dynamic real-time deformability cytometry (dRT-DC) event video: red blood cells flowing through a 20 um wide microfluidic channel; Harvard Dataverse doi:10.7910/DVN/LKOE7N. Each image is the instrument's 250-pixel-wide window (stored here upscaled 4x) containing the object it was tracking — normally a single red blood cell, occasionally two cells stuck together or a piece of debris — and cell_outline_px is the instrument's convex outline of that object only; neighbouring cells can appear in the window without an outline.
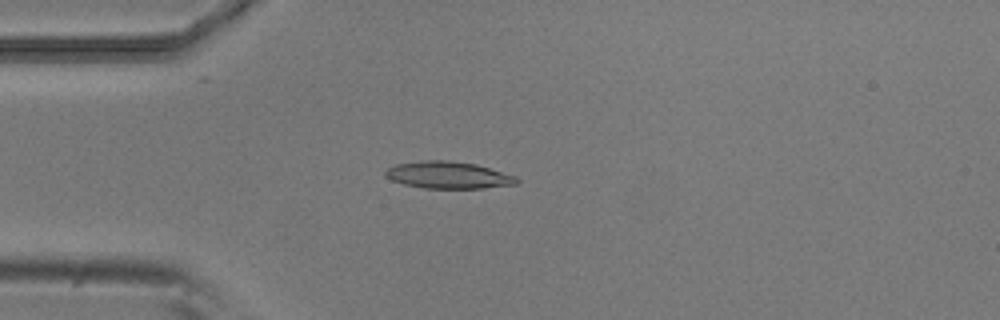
{"species": "common noctule bat (a hibernating species)", "species_latin": "Nyctalus noctula", "temperature_condition": "room temperature", "stored_images_in_passage": 52, "camera_frame_rate_fps": 3000, "um_per_image_px": 0.085, "animal": {"sex": "male", "body_mass_g": 20.5, "forearm_length_mm": 52.5}, "frame": {"image": 1, "passage_image": 13, "time_ms": 4.0, "image_size_px": [1000, 320], "cell_outline_px": [[520, 180], [516, 184], [484, 188], [424, 188], [404, 184], [392, 180], [384, 176], [384, 172], [388, 168], [396, 164], [420, 160], [448, 160], [476, 164], [516, 176]], "centroid_in_image_um": [38.09, 14.87], "position_along_channel_um": 46.9, "area_um2": 20.69}}
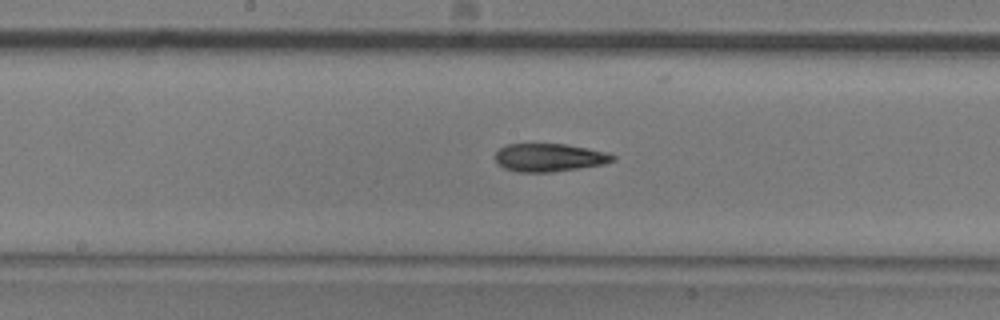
{"frame": {"image": 2, "passage_image": 26, "time_ms": 8.333, "image_size_px": [1000, 320], "cell_outline_px": [[616, 160], [604, 164], [552, 172], [520, 172], [504, 168], [496, 164], [496, 152], [500, 148], [508, 144], [564, 144], [588, 148], [608, 152], [616, 156]], "centroid_in_image_um": [46.71, 13.39], "position_along_channel_um": 201.5, "area_um2": 19.25}}
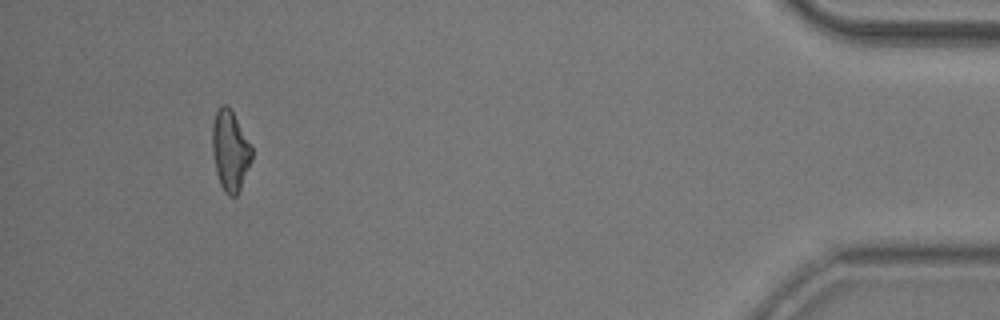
{"frame": {"image": 3, "passage_image": 48, "time_ms": 15.667, "image_size_px": [1000, 320], "cell_outline_px": [[252, 160], [240, 188], [236, 196], [228, 196], [224, 192], [220, 184], [216, 172], [212, 152], [212, 124], [216, 112], [224, 104], [228, 104], [252, 144]], "centroid_in_image_um": [19.57, 12.8], "position_along_channel_um": 415.6, "area_um2": 18.67}, "authors_computed_cell_mechanics": {"area_um2": 19.3341, "velocity_mm_per_s": 3.8605, "shape_relaxation_time_tau1_ms": 5.6816, "shape_relaxation_time_tau2_ms": 10.4409, "deformation_change_tau1": 0.182, "deformation_change_tau2": 0.2034}}